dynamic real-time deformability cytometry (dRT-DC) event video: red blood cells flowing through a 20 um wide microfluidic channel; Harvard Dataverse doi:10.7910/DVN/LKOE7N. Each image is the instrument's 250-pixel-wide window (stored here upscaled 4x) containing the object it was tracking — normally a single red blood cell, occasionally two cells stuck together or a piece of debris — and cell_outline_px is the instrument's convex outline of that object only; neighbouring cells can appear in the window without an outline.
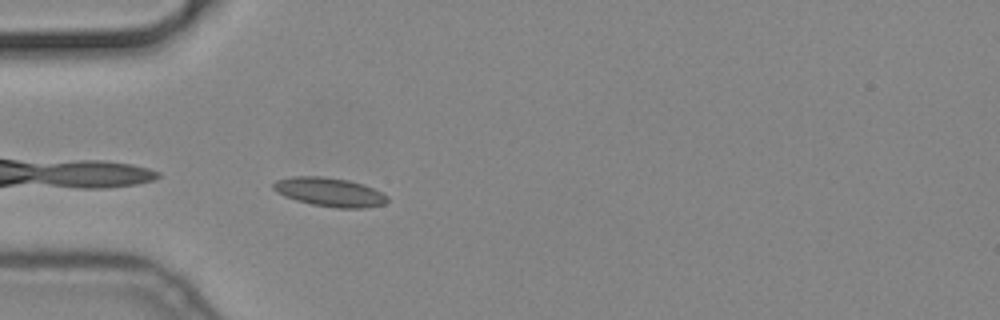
{"species": "common noctule bat (a hibernating species)", "species_latin": "Nyctalus noctula", "temperature_condition": "cold", "stored_images_in_passage": 31, "camera_frame_rate_fps": 3000, "um_per_image_px": 0.085, "animal": {"sex": "male", "body_mass_g": 19.2, "forearm_length_mm": 51.8}, "frame": {"image": 1, "passage_image": 2, "time_ms": 0.333, "image_size_px": [1000, 320], "cell_outline_px": [[388, 200], [384, 204], [364, 208], [336, 208], [312, 204], [296, 200], [284, 196], [276, 192], [272, 188], [272, 184], [276, 180], [292, 176], [320, 176], [348, 180], [364, 184], [388, 196]], "centroid_in_image_um": [27.99, 16.32], "position_along_channel_um": 57.0, "area_um2": 19.19}}
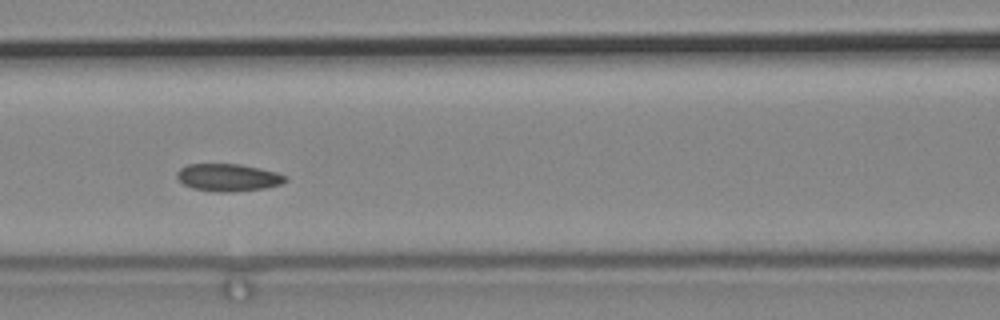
{"frame": {"image": 2, "passage_image": 10, "time_ms": 3.0, "image_size_px": [1000, 320], "cell_outline_px": [[288, 180], [280, 184], [264, 188], [232, 192], [216, 192], [192, 188], [184, 184], [176, 176], [176, 172], [180, 168], [188, 164], [240, 164], [260, 168], [276, 172], [284, 176]], "centroid_in_image_um": [19.37, 15.08], "position_along_channel_um": 147.2, "area_um2": 17.28}}
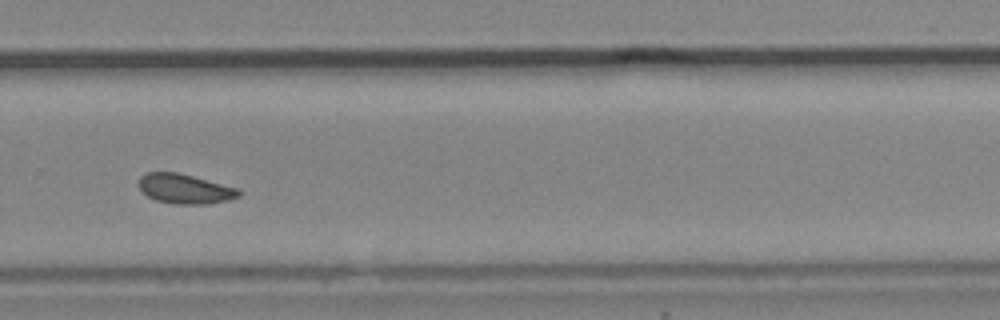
{"frame": {"image": 3, "passage_image": 24, "time_ms": 7.667, "image_size_px": [1000, 320], "cell_outline_px": [[244, 192], [240, 196], [228, 200], [208, 204], [172, 204], [156, 200], [148, 196], [140, 188], [140, 176], [144, 172], [176, 172], [240, 188]], "centroid_in_image_um": [15.77, 16.05], "position_along_channel_um": 314.0, "area_um2": 17.4}}